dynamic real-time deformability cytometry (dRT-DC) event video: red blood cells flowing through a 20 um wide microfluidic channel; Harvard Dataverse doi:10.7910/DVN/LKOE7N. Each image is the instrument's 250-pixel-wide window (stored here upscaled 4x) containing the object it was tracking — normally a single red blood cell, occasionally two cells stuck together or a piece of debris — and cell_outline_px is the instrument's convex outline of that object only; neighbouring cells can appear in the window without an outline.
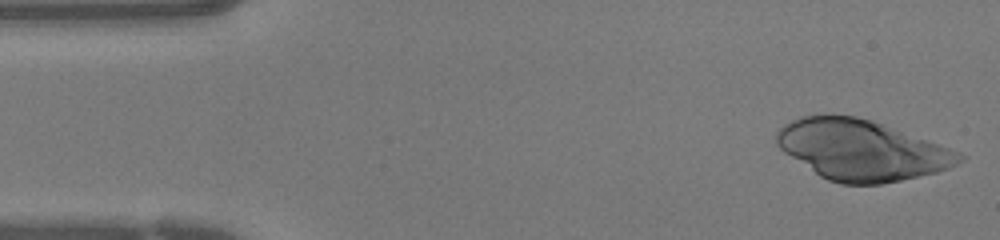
{"species": "human", "species_latin": "Homo sapiens", "temperature_condition": "warm", "stored_images_in_passage": 42, "camera_frame_rate_fps": 3000, "um_per_image_px": 0.085, "donor": {"sex": "female"}, "frame": {"image": 1, "passage_image": 1, "time_ms": 0.0, "image_size_px": [1000, 240], "cell_outline_px": [[968, 156], [964, 160], [948, 168], [936, 172], [900, 180], [880, 184], [840, 184], [828, 180], [820, 176], [784, 152], [776, 144], [776, 132], [784, 124], [800, 116], [856, 116], [872, 120], [928, 140], [960, 152]], "centroid_in_image_um": [73.24, 12.76], "position_along_channel_um": 11.8, "area_um2": 63.7}}